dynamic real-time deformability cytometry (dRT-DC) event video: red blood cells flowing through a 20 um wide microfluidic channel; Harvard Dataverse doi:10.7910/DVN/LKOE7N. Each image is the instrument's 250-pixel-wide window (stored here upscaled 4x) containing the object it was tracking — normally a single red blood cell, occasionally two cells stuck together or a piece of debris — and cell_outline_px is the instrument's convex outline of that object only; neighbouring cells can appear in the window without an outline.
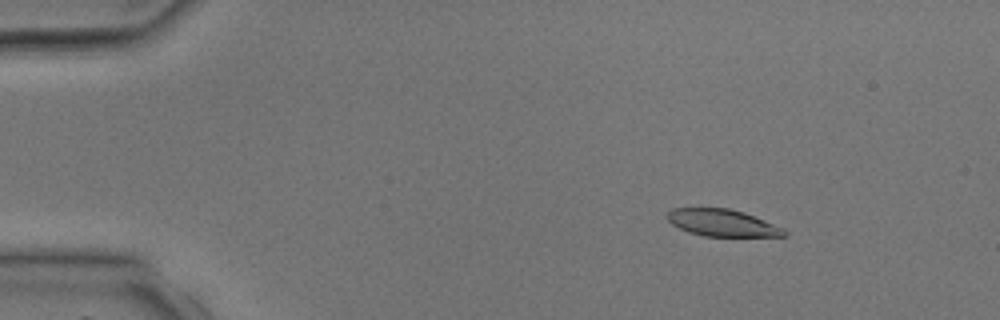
{"species": "common noctule bat (a hibernating species)", "species_latin": "Nyctalus noctula", "temperature_condition": "room temperature", "stored_images_in_passage": 3, "camera_frame_rate_fps": 3000, "um_per_image_px": 0.085, "animal": {"sex": "male", "body_mass_g": 17.9, "forearm_length_mm": 54.2}, "frame": {"image": 1, "passage_image": 1, "time_ms": 0.0, "image_size_px": [1000, 320], "cell_outline_px": [[788, 236], [704, 236], [688, 232], [672, 224], [668, 220], [668, 212], [672, 208], [728, 208], [744, 212], [784, 228], [788, 232]], "centroid_in_image_um": [61.42, 18.94], "position_along_channel_um": 23.6, "area_um2": 18.32}}
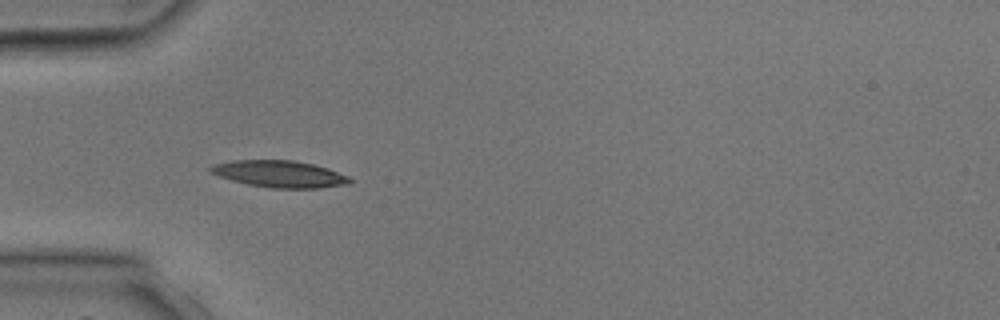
{"frame": {"image": 2, "passage_image": 3, "time_ms": 2.333, "image_size_px": [1000, 320], "cell_outline_px": [[352, 180], [348, 184], [316, 188], [272, 188], [248, 184], [232, 180], [208, 172], [208, 168], [212, 164], [232, 160], [296, 160], [328, 168], [348, 176]], "centroid_in_image_um": [23.73, 14.78], "position_along_channel_um": 61.3, "area_um2": 21.73}}